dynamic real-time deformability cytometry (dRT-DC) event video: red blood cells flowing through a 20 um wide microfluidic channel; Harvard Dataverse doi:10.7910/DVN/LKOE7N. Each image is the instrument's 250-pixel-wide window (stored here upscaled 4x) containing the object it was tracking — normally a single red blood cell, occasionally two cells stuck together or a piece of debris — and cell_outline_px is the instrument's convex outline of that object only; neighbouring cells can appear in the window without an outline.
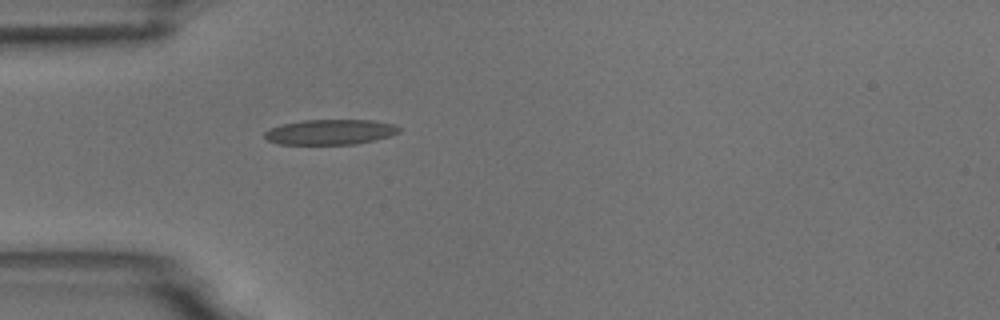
{"species": "common noctule bat (a hibernating species)", "species_latin": "Nyctalus noctula", "temperature_condition": "room temperature", "stored_images_in_passage": 1, "camera_frame_rate_fps": 3000, "um_per_image_px": 0.085, "animal": {"sex": "male", "body_mass_g": 18.8}, "frame": {"image": 1, "passage_image": 1, "time_ms": 0.0, "image_size_px": [1000, 320], "cell_outline_px": [[400, 132], [376, 140], [356, 144], [280, 144], [268, 140], [264, 136], [264, 132], [268, 128], [280, 124], [304, 120], [372, 120], [392, 124], [400, 128]], "centroid_in_image_um": [28.04, 11.22], "position_along_channel_um": 57.0, "area_um2": 19.77}}